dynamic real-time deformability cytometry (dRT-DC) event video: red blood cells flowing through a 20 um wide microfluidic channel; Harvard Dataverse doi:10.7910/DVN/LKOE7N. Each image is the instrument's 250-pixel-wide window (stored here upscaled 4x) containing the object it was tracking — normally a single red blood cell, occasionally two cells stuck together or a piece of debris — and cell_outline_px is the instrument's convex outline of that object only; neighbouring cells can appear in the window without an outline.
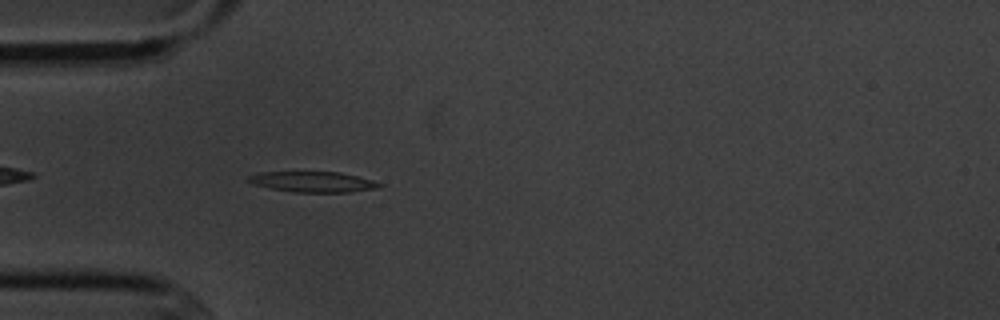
{"species": "common noctule bat (a hibernating species)", "species_latin": "Nyctalus noctula", "temperature_condition": "cold", "stored_images_in_passage": 4, "camera_frame_rate_fps": 3000, "um_per_image_px": 0.085, "animal": {"sex": "male", "body_mass_g": 20.1, "forearm_length_mm": 53.5}, "frame": {"image": 1, "passage_image": 4, "time_ms": 3.333, "image_size_px": [1000, 320], "cell_outline_px": [[384, 184], [380, 188], [348, 192], [292, 192], [252, 184], [244, 180], [248, 176], [260, 172], [340, 172], [372, 180]], "centroid_in_image_um": [26.58, 15.45], "position_along_channel_um": 58.4, "area_um2": 15.72}}